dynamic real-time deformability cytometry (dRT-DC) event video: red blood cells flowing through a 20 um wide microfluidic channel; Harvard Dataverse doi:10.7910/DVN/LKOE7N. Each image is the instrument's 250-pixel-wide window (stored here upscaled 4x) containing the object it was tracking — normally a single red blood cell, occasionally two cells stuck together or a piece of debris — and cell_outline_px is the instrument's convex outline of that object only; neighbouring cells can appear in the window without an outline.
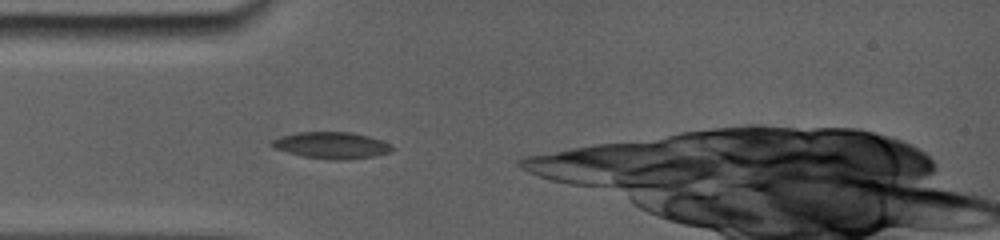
{"species": "common noctule bat (a hibernating species)", "species_latin": "Nyctalus noctula", "temperature_condition": "room temperature", "stored_images_in_passage": 5, "segment_of_instrument_passage": [1, 2], "camera_frame_rate_fps": 5000, "um_per_image_px": 0.085, "animal": {"sex": "female", "body_mass_g": 19.0, "forearm_length_mm": 56.7}, "frame": {"image": 1, "passage_image": 2, "time_ms": 0.4, "image_size_px": [1000, 240], "cell_outline_px": [[392, 148], [388, 152], [372, 156], [340, 160], [328, 160], [304, 156], [288, 152], [276, 148], [272, 144], [272, 140], [284, 136], [300, 132], [348, 132], [380, 140], [388, 144]], "centroid_in_image_um": [28.15, 12.36], "position_along_channel_um": 56.8, "area_um2": 17.86}}
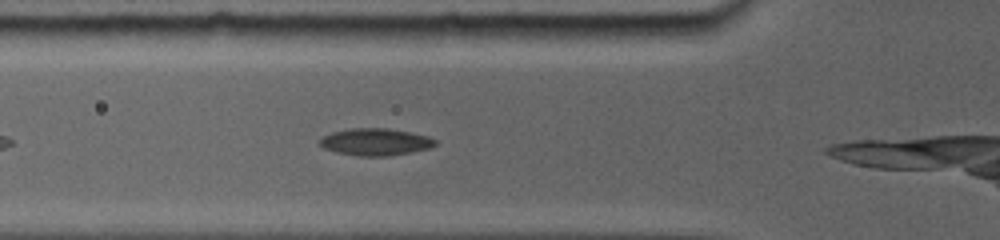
{"frame": {"image": 2, "passage_image": 4, "time_ms": 1.4, "image_size_px": [1000, 240], "cell_outline_px": [[436, 144], [428, 148], [388, 156], [360, 156], [340, 152], [324, 148], [320, 144], [320, 140], [324, 136], [332, 132], [352, 128], [384, 128], [408, 132], [424, 136], [436, 140]], "centroid_in_image_um": [31.88, 12.06], "position_along_channel_um": 93.9, "area_um2": 17.63}}